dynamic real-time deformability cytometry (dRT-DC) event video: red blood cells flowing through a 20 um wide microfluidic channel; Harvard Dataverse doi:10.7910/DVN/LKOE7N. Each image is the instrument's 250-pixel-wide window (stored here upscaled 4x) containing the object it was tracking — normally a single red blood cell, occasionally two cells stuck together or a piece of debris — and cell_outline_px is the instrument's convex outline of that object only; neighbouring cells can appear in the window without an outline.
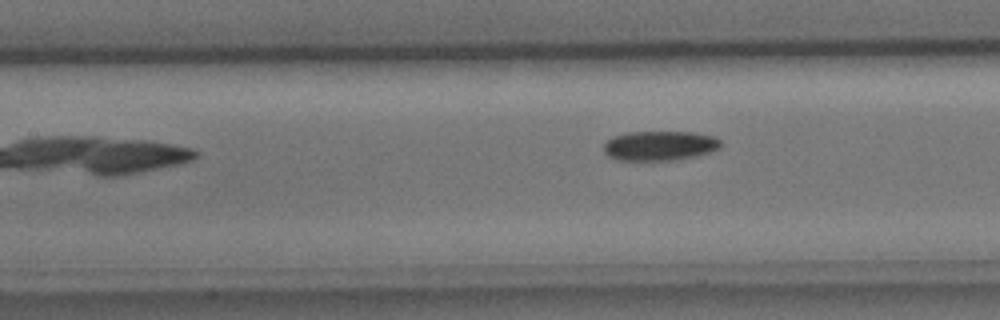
{"species": "common noctule bat (a hibernating species)", "species_latin": "Nyctalus noctula", "temperature_condition": "cold", "stored_images_in_passage": 5, "camera_frame_rate_fps": 3000, "um_per_image_px": 0.085, "animal": {"sex": "male", "body_mass_g": 15.6}, "frame": {"image": 1, "passage_image": 5, "time_ms": 1.333, "image_size_px": [1000, 320], "cell_outline_px": [[724, 144], [720, 148], [712, 152], [696, 156], [676, 160], [620, 160], [608, 156], [604, 152], [604, 144], [608, 140], [616, 136], [628, 132], [692, 132], [716, 136]], "centroid_in_image_um": [56.15, 12.39], "position_along_channel_um": 151.2, "area_um2": 20.35}}